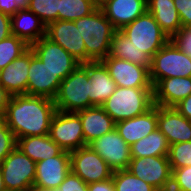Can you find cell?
I'll list each match as a JSON object with an SVG mask.
<instances>
[{
  "label": "cell",
  "mask_w": 191,
  "mask_h": 191,
  "mask_svg": "<svg viewBox=\"0 0 191 191\" xmlns=\"http://www.w3.org/2000/svg\"><path fill=\"white\" fill-rule=\"evenodd\" d=\"M54 100L27 94L13 95L8 101L4 118L16 139L49 134L56 113Z\"/></svg>",
  "instance_id": "6da1fadb"
},
{
  "label": "cell",
  "mask_w": 191,
  "mask_h": 191,
  "mask_svg": "<svg viewBox=\"0 0 191 191\" xmlns=\"http://www.w3.org/2000/svg\"><path fill=\"white\" fill-rule=\"evenodd\" d=\"M28 191H60L58 188H47V187H42L37 184H33Z\"/></svg>",
  "instance_id": "ee69618b"
},
{
  "label": "cell",
  "mask_w": 191,
  "mask_h": 191,
  "mask_svg": "<svg viewBox=\"0 0 191 191\" xmlns=\"http://www.w3.org/2000/svg\"><path fill=\"white\" fill-rule=\"evenodd\" d=\"M0 169L6 191H28L34 184L36 162L17 147L1 162Z\"/></svg>",
  "instance_id": "52a82bcc"
},
{
  "label": "cell",
  "mask_w": 191,
  "mask_h": 191,
  "mask_svg": "<svg viewBox=\"0 0 191 191\" xmlns=\"http://www.w3.org/2000/svg\"><path fill=\"white\" fill-rule=\"evenodd\" d=\"M31 0H0V12L13 16L19 10L28 9Z\"/></svg>",
  "instance_id": "74e56055"
},
{
  "label": "cell",
  "mask_w": 191,
  "mask_h": 191,
  "mask_svg": "<svg viewBox=\"0 0 191 191\" xmlns=\"http://www.w3.org/2000/svg\"><path fill=\"white\" fill-rule=\"evenodd\" d=\"M109 56L130 61L149 70L151 67V58L137 49L120 30H117L112 37Z\"/></svg>",
  "instance_id": "4316f807"
},
{
  "label": "cell",
  "mask_w": 191,
  "mask_h": 191,
  "mask_svg": "<svg viewBox=\"0 0 191 191\" xmlns=\"http://www.w3.org/2000/svg\"><path fill=\"white\" fill-rule=\"evenodd\" d=\"M147 11L170 39L182 27L174 0H147Z\"/></svg>",
  "instance_id": "d4e9b609"
},
{
  "label": "cell",
  "mask_w": 191,
  "mask_h": 191,
  "mask_svg": "<svg viewBox=\"0 0 191 191\" xmlns=\"http://www.w3.org/2000/svg\"><path fill=\"white\" fill-rule=\"evenodd\" d=\"M70 171V152L63 150L57 156L36 163L34 184L47 188H58Z\"/></svg>",
  "instance_id": "e0dca14e"
},
{
  "label": "cell",
  "mask_w": 191,
  "mask_h": 191,
  "mask_svg": "<svg viewBox=\"0 0 191 191\" xmlns=\"http://www.w3.org/2000/svg\"><path fill=\"white\" fill-rule=\"evenodd\" d=\"M150 80L153 87L170 77H191V58L169 40L151 59Z\"/></svg>",
  "instance_id": "8992f818"
},
{
  "label": "cell",
  "mask_w": 191,
  "mask_h": 191,
  "mask_svg": "<svg viewBox=\"0 0 191 191\" xmlns=\"http://www.w3.org/2000/svg\"><path fill=\"white\" fill-rule=\"evenodd\" d=\"M12 35L11 16L0 12V41Z\"/></svg>",
  "instance_id": "ab89813d"
},
{
  "label": "cell",
  "mask_w": 191,
  "mask_h": 191,
  "mask_svg": "<svg viewBox=\"0 0 191 191\" xmlns=\"http://www.w3.org/2000/svg\"><path fill=\"white\" fill-rule=\"evenodd\" d=\"M97 7L93 0H59L58 20L75 21L91 14Z\"/></svg>",
  "instance_id": "f1b7e54d"
},
{
  "label": "cell",
  "mask_w": 191,
  "mask_h": 191,
  "mask_svg": "<svg viewBox=\"0 0 191 191\" xmlns=\"http://www.w3.org/2000/svg\"><path fill=\"white\" fill-rule=\"evenodd\" d=\"M120 31L137 49L145 52L151 59L170 40L148 11L125 25Z\"/></svg>",
  "instance_id": "5b68a950"
},
{
  "label": "cell",
  "mask_w": 191,
  "mask_h": 191,
  "mask_svg": "<svg viewBox=\"0 0 191 191\" xmlns=\"http://www.w3.org/2000/svg\"><path fill=\"white\" fill-rule=\"evenodd\" d=\"M106 0H93V2L99 7L102 5Z\"/></svg>",
  "instance_id": "bcb514c9"
},
{
  "label": "cell",
  "mask_w": 191,
  "mask_h": 191,
  "mask_svg": "<svg viewBox=\"0 0 191 191\" xmlns=\"http://www.w3.org/2000/svg\"><path fill=\"white\" fill-rule=\"evenodd\" d=\"M90 81L89 107L101 106L115 91L116 83L101 61L87 62Z\"/></svg>",
  "instance_id": "ffe728a7"
},
{
  "label": "cell",
  "mask_w": 191,
  "mask_h": 191,
  "mask_svg": "<svg viewBox=\"0 0 191 191\" xmlns=\"http://www.w3.org/2000/svg\"><path fill=\"white\" fill-rule=\"evenodd\" d=\"M46 37L60 45L81 64L86 63L85 43L74 21L51 22L46 26Z\"/></svg>",
  "instance_id": "9a60e30c"
},
{
  "label": "cell",
  "mask_w": 191,
  "mask_h": 191,
  "mask_svg": "<svg viewBox=\"0 0 191 191\" xmlns=\"http://www.w3.org/2000/svg\"><path fill=\"white\" fill-rule=\"evenodd\" d=\"M0 191H6V187L4 185V181H3V175L0 169Z\"/></svg>",
  "instance_id": "f6af8a7d"
},
{
  "label": "cell",
  "mask_w": 191,
  "mask_h": 191,
  "mask_svg": "<svg viewBox=\"0 0 191 191\" xmlns=\"http://www.w3.org/2000/svg\"><path fill=\"white\" fill-rule=\"evenodd\" d=\"M170 40L191 58V26L181 27Z\"/></svg>",
  "instance_id": "d590c367"
},
{
  "label": "cell",
  "mask_w": 191,
  "mask_h": 191,
  "mask_svg": "<svg viewBox=\"0 0 191 191\" xmlns=\"http://www.w3.org/2000/svg\"><path fill=\"white\" fill-rule=\"evenodd\" d=\"M74 23L85 43L86 63L104 60L109 55L111 40L117 30L102 10L97 7Z\"/></svg>",
  "instance_id": "7a4b0ae2"
},
{
  "label": "cell",
  "mask_w": 191,
  "mask_h": 191,
  "mask_svg": "<svg viewBox=\"0 0 191 191\" xmlns=\"http://www.w3.org/2000/svg\"><path fill=\"white\" fill-rule=\"evenodd\" d=\"M49 136L65 151L86 146L81 119L76 112L56 111L51 120Z\"/></svg>",
  "instance_id": "ba28073f"
},
{
  "label": "cell",
  "mask_w": 191,
  "mask_h": 191,
  "mask_svg": "<svg viewBox=\"0 0 191 191\" xmlns=\"http://www.w3.org/2000/svg\"><path fill=\"white\" fill-rule=\"evenodd\" d=\"M16 147L36 163L57 156L63 151L49 134L18 138Z\"/></svg>",
  "instance_id": "484cf974"
},
{
  "label": "cell",
  "mask_w": 191,
  "mask_h": 191,
  "mask_svg": "<svg viewBox=\"0 0 191 191\" xmlns=\"http://www.w3.org/2000/svg\"><path fill=\"white\" fill-rule=\"evenodd\" d=\"M168 160L171 169L191 166V141L170 145Z\"/></svg>",
  "instance_id": "d6a6232c"
},
{
  "label": "cell",
  "mask_w": 191,
  "mask_h": 191,
  "mask_svg": "<svg viewBox=\"0 0 191 191\" xmlns=\"http://www.w3.org/2000/svg\"><path fill=\"white\" fill-rule=\"evenodd\" d=\"M30 46L21 38L11 35L0 41V70L19 58Z\"/></svg>",
  "instance_id": "4dcf8cb0"
},
{
  "label": "cell",
  "mask_w": 191,
  "mask_h": 191,
  "mask_svg": "<svg viewBox=\"0 0 191 191\" xmlns=\"http://www.w3.org/2000/svg\"><path fill=\"white\" fill-rule=\"evenodd\" d=\"M88 191H115L112 178L88 184Z\"/></svg>",
  "instance_id": "60d3db41"
},
{
  "label": "cell",
  "mask_w": 191,
  "mask_h": 191,
  "mask_svg": "<svg viewBox=\"0 0 191 191\" xmlns=\"http://www.w3.org/2000/svg\"><path fill=\"white\" fill-rule=\"evenodd\" d=\"M83 129L85 145L107 134L115 128L116 122L103 110L101 106H92L76 112Z\"/></svg>",
  "instance_id": "603a6c76"
},
{
  "label": "cell",
  "mask_w": 191,
  "mask_h": 191,
  "mask_svg": "<svg viewBox=\"0 0 191 191\" xmlns=\"http://www.w3.org/2000/svg\"><path fill=\"white\" fill-rule=\"evenodd\" d=\"M88 146L99 154L113 171L127 169L130 164V146L118 134L116 128L93 140Z\"/></svg>",
  "instance_id": "4fadbf2b"
},
{
  "label": "cell",
  "mask_w": 191,
  "mask_h": 191,
  "mask_svg": "<svg viewBox=\"0 0 191 191\" xmlns=\"http://www.w3.org/2000/svg\"><path fill=\"white\" fill-rule=\"evenodd\" d=\"M11 95L0 85V115H4Z\"/></svg>",
  "instance_id": "7bdbcfd3"
},
{
  "label": "cell",
  "mask_w": 191,
  "mask_h": 191,
  "mask_svg": "<svg viewBox=\"0 0 191 191\" xmlns=\"http://www.w3.org/2000/svg\"><path fill=\"white\" fill-rule=\"evenodd\" d=\"M28 9L47 26L58 20L59 0H31Z\"/></svg>",
  "instance_id": "1f68e13d"
},
{
  "label": "cell",
  "mask_w": 191,
  "mask_h": 191,
  "mask_svg": "<svg viewBox=\"0 0 191 191\" xmlns=\"http://www.w3.org/2000/svg\"><path fill=\"white\" fill-rule=\"evenodd\" d=\"M127 170L136 177L151 184L158 191L170 190L172 169L168 156L131 158Z\"/></svg>",
  "instance_id": "9c48e42d"
},
{
  "label": "cell",
  "mask_w": 191,
  "mask_h": 191,
  "mask_svg": "<svg viewBox=\"0 0 191 191\" xmlns=\"http://www.w3.org/2000/svg\"><path fill=\"white\" fill-rule=\"evenodd\" d=\"M90 81L87 63L80 64L62 80L54 99L57 111L78 112L89 107Z\"/></svg>",
  "instance_id": "277c9868"
},
{
  "label": "cell",
  "mask_w": 191,
  "mask_h": 191,
  "mask_svg": "<svg viewBox=\"0 0 191 191\" xmlns=\"http://www.w3.org/2000/svg\"><path fill=\"white\" fill-rule=\"evenodd\" d=\"M34 54L61 80L65 79L81 63L60 45L46 36L30 45Z\"/></svg>",
  "instance_id": "8fae6325"
},
{
  "label": "cell",
  "mask_w": 191,
  "mask_h": 191,
  "mask_svg": "<svg viewBox=\"0 0 191 191\" xmlns=\"http://www.w3.org/2000/svg\"><path fill=\"white\" fill-rule=\"evenodd\" d=\"M101 62L107 68L110 77L116 83V87L153 88L150 71L147 67L109 55Z\"/></svg>",
  "instance_id": "7c38bea8"
},
{
  "label": "cell",
  "mask_w": 191,
  "mask_h": 191,
  "mask_svg": "<svg viewBox=\"0 0 191 191\" xmlns=\"http://www.w3.org/2000/svg\"><path fill=\"white\" fill-rule=\"evenodd\" d=\"M157 128L165 135L170 145L191 141V121L174 107L157 105Z\"/></svg>",
  "instance_id": "2e32d148"
},
{
  "label": "cell",
  "mask_w": 191,
  "mask_h": 191,
  "mask_svg": "<svg viewBox=\"0 0 191 191\" xmlns=\"http://www.w3.org/2000/svg\"><path fill=\"white\" fill-rule=\"evenodd\" d=\"M12 35L23 39L29 46L46 36V26L29 9L19 10L11 16Z\"/></svg>",
  "instance_id": "cb8c5ba5"
},
{
  "label": "cell",
  "mask_w": 191,
  "mask_h": 191,
  "mask_svg": "<svg viewBox=\"0 0 191 191\" xmlns=\"http://www.w3.org/2000/svg\"><path fill=\"white\" fill-rule=\"evenodd\" d=\"M112 180L115 191H158L127 169L113 171Z\"/></svg>",
  "instance_id": "f546056e"
},
{
  "label": "cell",
  "mask_w": 191,
  "mask_h": 191,
  "mask_svg": "<svg viewBox=\"0 0 191 191\" xmlns=\"http://www.w3.org/2000/svg\"><path fill=\"white\" fill-rule=\"evenodd\" d=\"M171 191H191V166L172 169Z\"/></svg>",
  "instance_id": "e575fe53"
},
{
  "label": "cell",
  "mask_w": 191,
  "mask_h": 191,
  "mask_svg": "<svg viewBox=\"0 0 191 191\" xmlns=\"http://www.w3.org/2000/svg\"><path fill=\"white\" fill-rule=\"evenodd\" d=\"M60 191H88V184L72 171L68 173L64 181L59 185Z\"/></svg>",
  "instance_id": "8d00e7d4"
},
{
  "label": "cell",
  "mask_w": 191,
  "mask_h": 191,
  "mask_svg": "<svg viewBox=\"0 0 191 191\" xmlns=\"http://www.w3.org/2000/svg\"><path fill=\"white\" fill-rule=\"evenodd\" d=\"M62 80L56 76L31 50L27 95L54 100Z\"/></svg>",
  "instance_id": "5bb4252c"
},
{
  "label": "cell",
  "mask_w": 191,
  "mask_h": 191,
  "mask_svg": "<svg viewBox=\"0 0 191 191\" xmlns=\"http://www.w3.org/2000/svg\"><path fill=\"white\" fill-rule=\"evenodd\" d=\"M30 48L0 70V85L11 95L27 94Z\"/></svg>",
  "instance_id": "44dd1931"
},
{
  "label": "cell",
  "mask_w": 191,
  "mask_h": 191,
  "mask_svg": "<svg viewBox=\"0 0 191 191\" xmlns=\"http://www.w3.org/2000/svg\"><path fill=\"white\" fill-rule=\"evenodd\" d=\"M17 145V139L5 122L4 115H0V164Z\"/></svg>",
  "instance_id": "836d02e7"
},
{
  "label": "cell",
  "mask_w": 191,
  "mask_h": 191,
  "mask_svg": "<svg viewBox=\"0 0 191 191\" xmlns=\"http://www.w3.org/2000/svg\"><path fill=\"white\" fill-rule=\"evenodd\" d=\"M99 8L113 27L121 30L147 11V0H106Z\"/></svg>",
  "instance_id": "ac0fdd59"
},
{
  "label": "cell",
  "mask_w": 191,
  "mask_h": 191,
  "mask_svg": "<svg viewBox=\"0 0 191 191\" xmlns=\"http://www.w3.org/2000/svg\"><path fill=\"white\" fill-rule=\"evenodd\" d=\"M115 128L129 146L133 145L157 129V105L142 115L116 122Z\"/></svg>",
  "instance_id": "7402d4cb"
},
{
  "label": "cell",
  "mask_w": 191,
  "mask_h": 191,
  "mask_svg": "<svg viewBox=\"0 0 191 191\" xmlns=\"http://www.w3.org/2000/svg\"><path fill=\"white\" fill-rule=\"evenodd\" d=\"M153 106V88L123 87H116L114 93L101 105L115 122L142 115Z\"/></svg>",
  "instance_id": "3957f363"
},
{
  "label": "cell",
  "mask_w": 191,
  "mask_h": 191,
  "mask_svg": "<svg viewBox=\"0 0 191 191\" xmlns=\"http://www.w3.org/2000/svg\"><path fill=\"white\" fill-rule=\"evenodd\" d=\"M183 26H191V0H174Z\"/></svg>",
  "instance_id": "f35d334b"
},
{
  "label": "cell",
  "mask_w": 191,
  "mask_h": 191,
  "mask_svg": "<svg viewBox=\"0 0 191 191\" xmlns=\"http://www.w3.org/2000/svg\"><path fill=\"white\" fill-rule=\"evenodd\" d=\"M174 108L184 117L191 121V95L180 101Z\"/></svg>",
  "instance_id": "b9f144b4"
},
{
  "label": "cell",
  "mask_w": 191,
  "mask_h": 191,
  "mask_svg": "<svg viewBox=\"0 0 191 191\" xmlns=\"http://www.w3.org/2000/svg\"><path fill=\"white\" fill-rule=\"evenodd\" d=\"M170 144L165 135L157 128L148 136L130 146L131 158L147 156H168Z\"/></svg>",
  "instance_id": "83f0119b"
},
{
  "label": "cell",
  "mask_w": 191,
  "mask_h": 191,
  "mask_svg": "<svg viewBox=\"0 0 191 191\" xmlns=\"http://www.w3.org/2000/svg\"><path fill=\"white\" fill-rule=\"evenodd\" d=\"M154 105L174 107L191 95V77L161 79L154 87Z\"/></svg>",
  "instance_id": "d6986e66"
},
{
  "label": "cell",
  "mask_w": 191,
  "mask_h": 191,
  "mask_svg": "<svg viewBox=\"0 0 191 191\" xmlns=\"http://www.w3.org/2000/svg\"><path fill=\"white\" fill-rule=\"evenodd\" d=\"M70 159L71 171L87 184L112 178L113 170L88 145L71 151Z\"/></svg>",
  "instance_id": "30bf717a"
}]
</instances>
